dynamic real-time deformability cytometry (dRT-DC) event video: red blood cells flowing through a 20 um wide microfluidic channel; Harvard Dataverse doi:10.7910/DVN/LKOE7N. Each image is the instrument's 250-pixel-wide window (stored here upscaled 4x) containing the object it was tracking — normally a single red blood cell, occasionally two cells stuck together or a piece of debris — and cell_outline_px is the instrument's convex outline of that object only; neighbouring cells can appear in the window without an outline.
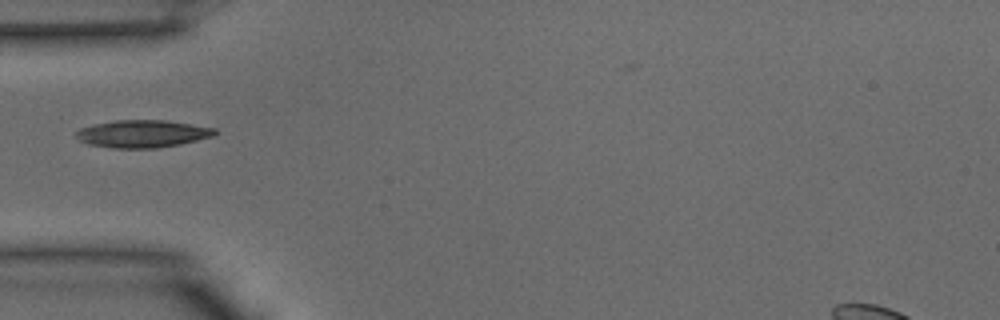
{"species": "common noctule bat (a hibernating species)", "species_latin": "Nyctalus noctula", "temperature_condition": "warm", "stored_images_in_passage": 26, "camera_frame_rate_fps": 3000, "um_per_image_px": 0.085, "animal": {"sex": "male", "body_mass_g": 15.6}, "frame": {"image": 1, "passage_image": 1, "time_ms": 0.0, "image_size_px": [1000, 320], "cell_outline_px": [[220, 132], [212, 136], [180, 144], [156, 148], [112, 148], [88, 144], [80, 140], [72, 132], [80, 128], [96, 124], [116, 120], [164, 120], [192, 124], [216, 128]], "centroid_in_image_um": [12.11, 11.37], "position_along_channel_um": 72.9, "area_um2": 22.25}}
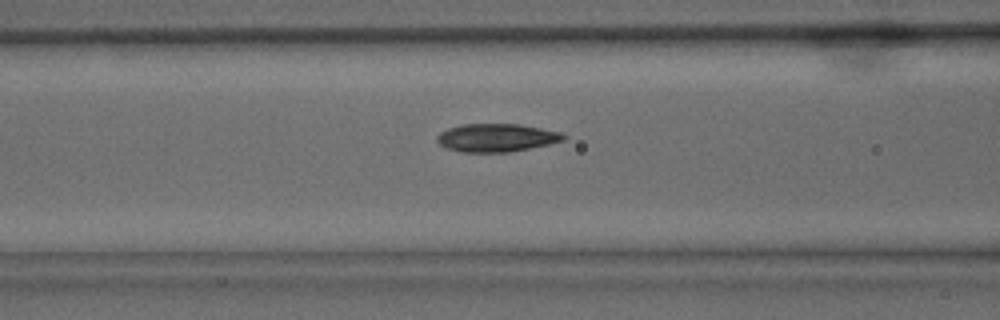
{"frame": {"image": 2, "passage_image": 4, "time_ms": 1.0, "image_size_px": [1000, 320], "cell_outline_px": [[568, 136], [564, 140], [548, 144], [508, 152], [460, 152], [448, 148], [440, 144], [436, 140], [436, 136], [440, 132], [448, 128], [460, 124], [520, 124], [564, 132]], "centroid_in_image_um": [42.22, 11.69], "position_along_channel_um": 124.4, "area_um2": 20.81}}
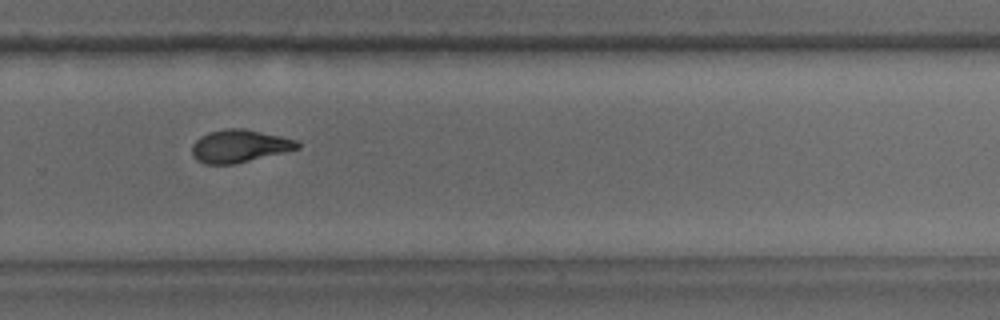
{"frame": {"image": 3, "passage_image": 15, "time_ms": 4.667, "image_size_px": [1000, 320], "cell_outline_px": [[300, 148], [236, 164], [204, 164], [196, 160], [192, 156], [192, 144], [200, 136], [208, 132], [224, 128], [244, 128], [280, 136], [296, 140], [300, 144]], "centroid_in_image_um": [20.31, 12.41], "position_along_channel_um": 309.5, "area_um2": 20.23}}